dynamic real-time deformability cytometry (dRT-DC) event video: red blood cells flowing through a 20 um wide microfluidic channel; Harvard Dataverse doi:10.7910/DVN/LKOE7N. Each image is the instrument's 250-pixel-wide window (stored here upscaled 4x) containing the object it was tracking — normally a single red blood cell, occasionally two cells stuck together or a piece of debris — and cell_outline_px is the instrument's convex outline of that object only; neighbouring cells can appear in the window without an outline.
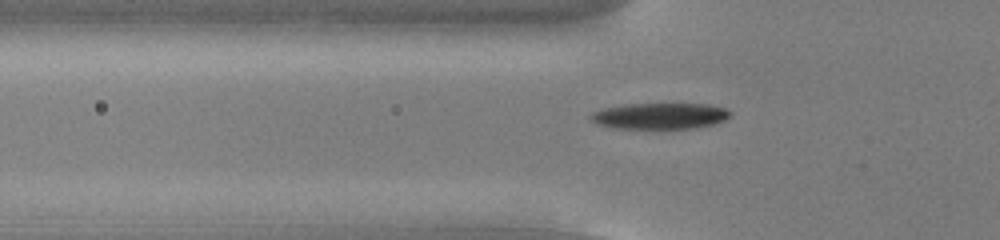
{"species": "common noctule bat (a hibernating species)", "species_latin": "Nyctalus noctula", "temperature_condition": "cold", "stored_images_in_passage": 40, "camera_frame_rate_fps": 3000, "um_per_image_px": 0.085, "animal": {"sex": "male", "body_mass_g": 13.0, "forearm_length_mm": 53.1}, "frame": {"image": 1, "passage_image": 4, "time_ms": 1.0, "image_size_px": [1000, 240], "cell_outline_px": [[732, 112], [724, 120], [716, 124], [696, 128], [616, 128], [600, 124], [592, 120], [588, 116], [592, 112], [604, 108], [624, 104], [708, 104], [724, 108]], "centroid_in_image_um": [56.11, 9.85], "position_along_channel_um": 69.7, "area_um2": 21.1}}
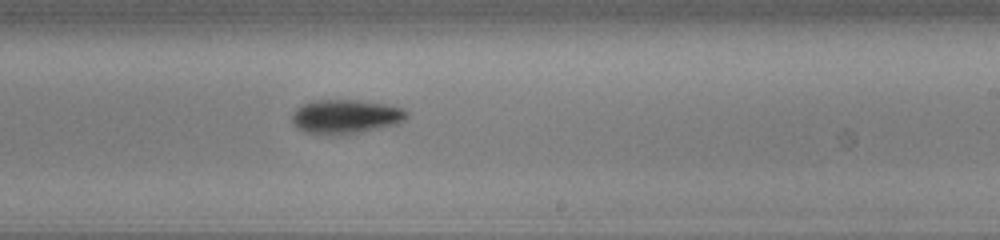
{"frame": {"image": 2, "passage_image": 19, "time_ms": 6.0, "image_size_px": [1000, 240], "cell_outline_px": [[408, 116], [400, 124], [348, 136], [332, 136], [308, 132], [296, 128], [292, 120], [292, 116], [296, 108], [300, 104], [316, 100], [356, 100], [384, 104], [404, 108], [408, 112]], "centroid_in_image_um": [29.41, 9.94], "position_along_channel_um": 259.6, "area_um2": 23.47}}
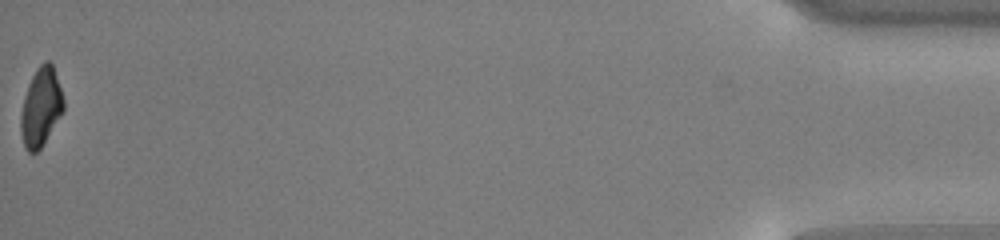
{"frame": {"image": 3, "passage_image": 40, "time_ms": 13.0, "image_size_px": [1000, 240], "cell_outline_px": [[64, 112], [40, 148], [36, 152], [28, 152], [24, 144], [20, 132], [20, 116], [24, 96], [28, 84], [36, 68], [44, 60], [48, 60], [52, 64], [64, 100]], "centroid_in_image_um": [3.47, 9.09], "position_along_channel_um": 431.7, "area_um2": 19.54}, "authors_computed_cell_mechanics": {"area_um2": 21.5016, "velocity_mm_per_s": 3.8266, "shape_relaxation_time_tau1_ms": 2.3685, "shape_relaxation_time_tau2_ms": null, "deformation_change_tau1": 0.1473, "deformation_change_tau2": null}}